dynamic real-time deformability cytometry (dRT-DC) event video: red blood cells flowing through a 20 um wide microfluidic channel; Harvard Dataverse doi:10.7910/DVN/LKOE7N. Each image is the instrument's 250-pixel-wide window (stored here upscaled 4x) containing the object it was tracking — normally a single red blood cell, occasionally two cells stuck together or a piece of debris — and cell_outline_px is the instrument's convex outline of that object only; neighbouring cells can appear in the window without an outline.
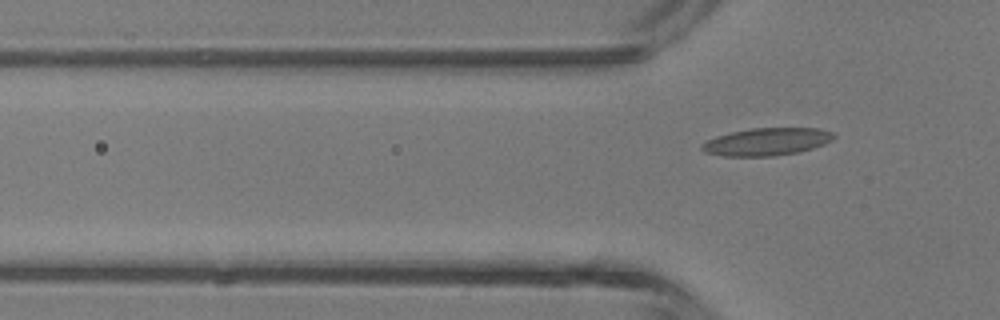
{"species": "common noctule bat (a hibernating species)", "species_latin": "Nyctalus noctula", "temperature_condition": "room temperature", "stored_images_in_passage": 5, "segment_of_instrument_passage": [2, 2], "camera_frame_rate_fps": 3000, "um_per_image_px": 0.085, "animal": {"sex": "male", "body_mass_g": 13.3}, "frame": {"image": 1, "passage_image": 5, "time_ms": 4.667, "image_size_px": [1000, 320], "cell_outline_px": [[836, 136], [832, 140], [824, 144], [800, 152], [772, 156], [724, 156], [704, 152], [700, 148], [700, 144], [716, 136], [732, 132], [752, 128], [820, 128], [832, 132]], "centroid_in_image_um": [65.18, 12.05], "position_along_channel_um": 60.6, "area_um2": 21.21}}